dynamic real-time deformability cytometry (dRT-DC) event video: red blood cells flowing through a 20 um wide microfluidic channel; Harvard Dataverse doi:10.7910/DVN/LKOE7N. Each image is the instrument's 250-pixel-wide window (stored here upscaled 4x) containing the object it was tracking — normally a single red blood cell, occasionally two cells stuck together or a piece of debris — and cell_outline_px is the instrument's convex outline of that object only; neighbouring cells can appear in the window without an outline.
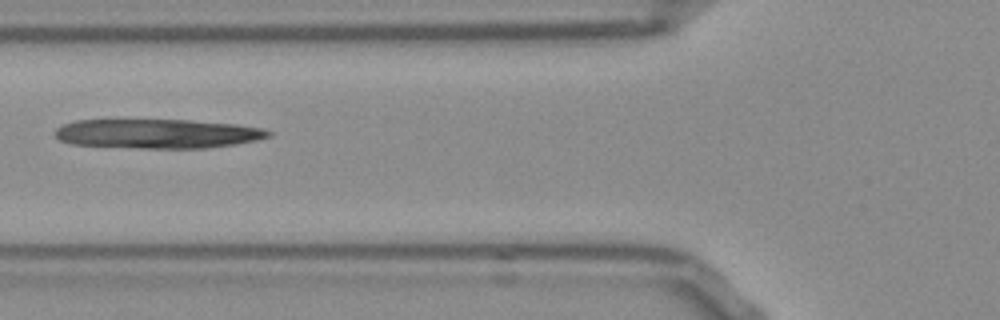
{"species": "Egyptian fruit bat (a non-hibernating species)", "species_latin": "Rousettus aegyptiacus", "temperature_condition": "room temperature", "stored_images_in_passage": 22, "camera_frame_rate_fps": 3000, "um_per_image_px": 0.085, "frame": {"image": 1, "passage_image": 4, "time_ms": 1.0, "image_size_px": [1000, 320], "cell_outline_px": [[272, 136], [256, 140], [236, 144], [204, 148], [140, 148], [72, 144], [60, 140], [56, 136], [56, 128], [64, 124], [76, 120], [188, 120], [236, 124], [264, 128], [272, 132]], "centroid_in_image_um": [13.43, 11.36], "position_along_channel_um": 112.4, "area_um2": 36.41}}
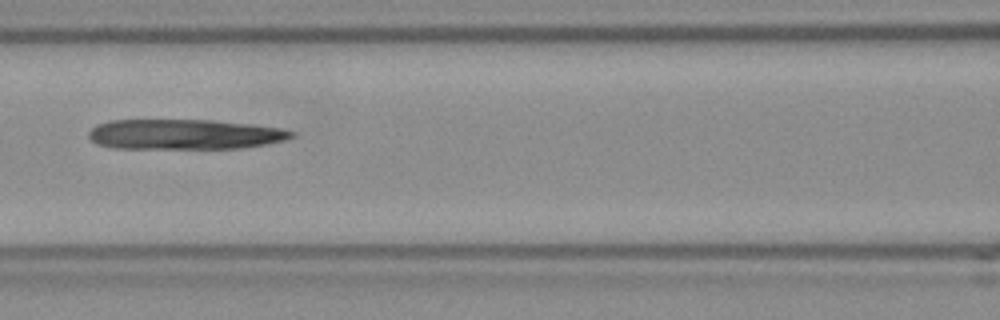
{"frame": {"image": 2, "passage_image": 7, "time_ms": 2.0, "image_size_px": [1000, 320], "cell_outline_px": [[296, 136], [284, 140], [264, 144], [240, 148], [112, 148], [96, 144], [88, 136], [88, 132], [96, 124], [108, 120], [212, 120], [252, 124], [284, 128], [296, 132]], "centroid_in_image_um": [15.68, 11.41], "position_along_channel_um": 150.9, "area_um2": 35.84}}